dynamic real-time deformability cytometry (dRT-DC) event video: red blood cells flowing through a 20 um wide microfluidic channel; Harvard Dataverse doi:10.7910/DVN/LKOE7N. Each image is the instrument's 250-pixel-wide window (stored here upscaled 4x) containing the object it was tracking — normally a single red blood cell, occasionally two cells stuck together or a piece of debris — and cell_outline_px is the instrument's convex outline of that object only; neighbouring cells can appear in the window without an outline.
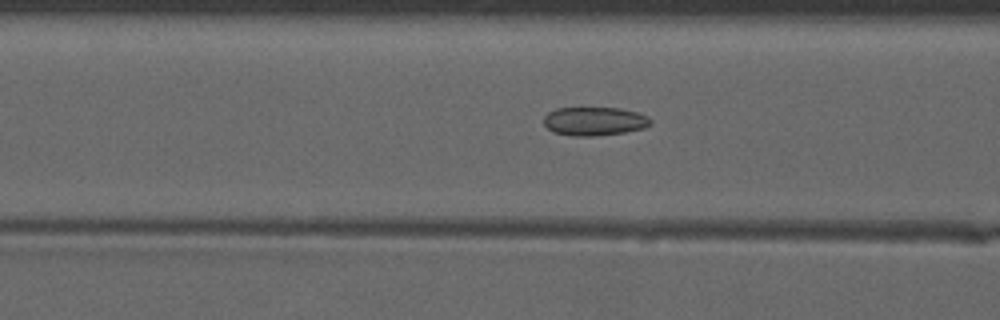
{"species": "common noctule bat (a hibernating species)", "species_latin": "Nyctalus noctula", "temperature_condition": "warm", "stored_images_in_passage": 45, "camera_frame_rate_fps": 3000, "um_per_image_px": 0.085, "animal": {"sex": "male", "forearm_length_mm": 52.5}, "frame": {"image": 1, "passage_image": 16, "time_ms": 5.0, "image_size_px": [1000, 320], "cell_outline_px": [[652, 124], [644, 128], [624, 132], [592, 136], [572, 136], [556, 132], [548, 128], [544, 124], [544, 116], [548, 112], [556, 108], [620, 108], [636, 112], [648, 116], [652, 120]], "centroid_in_image_um": [50.54, 10.3], "position_along_channel_um": 116.1, "area_um2": 17.74}}
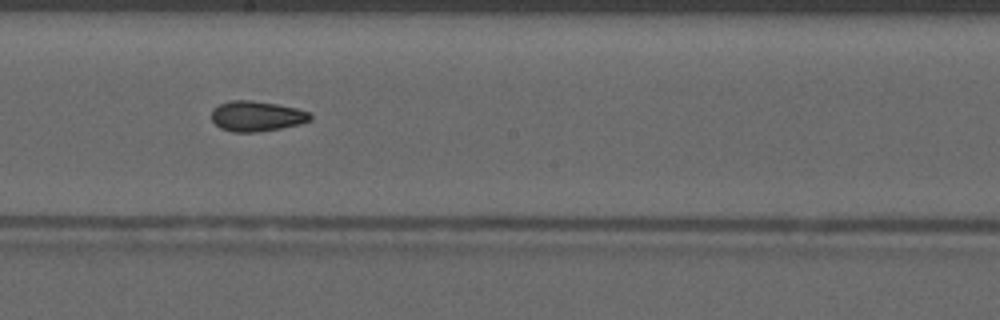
{"frame": {"image": 2, "passage_image": 24, "time_ms": 7.667, "image_size_px": [1000, 320], "cell_outline_px": [[312, 120], [300, 124], [280, 128], [256, 132], [232, 132], [220, 128], [212, 120], [212, 108], [220, 104], [232, 100], [252, 100], [276, 104], [296, 108], [308, 112], [312, 116]], "centroid_in_image_um": [21.81, 9.87], "position_along_channel_um": 226.4, "area_um2": 17.4}}
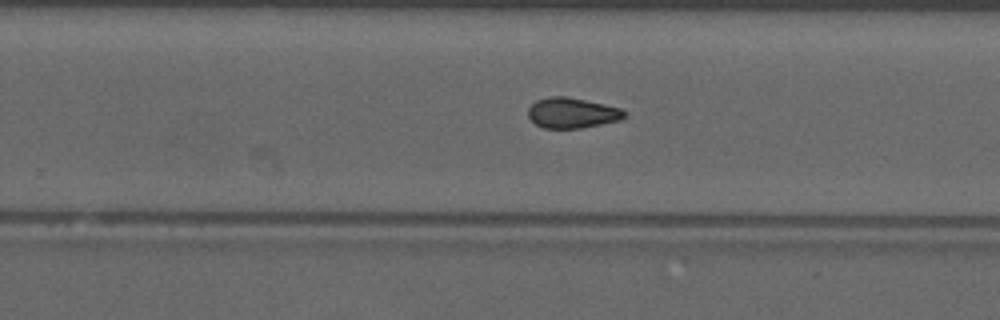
{"frame": {"image": 3, "passage_image": 28, "time_ms": 9.0, "image_size_px": [1000, 320], "cell_outline_px": [[624, 116], [620, 120], [580, 128], [544, 128], [536, 124], [528, 116], [528, 108], [536, 100], [548, 96], [564, 96], [604, 104], [620, 108], [624, 112]], "centroid_in_image_um": [48.58, 9.59], "position_along_channel_um": 281.2, "area_um2": 16.82}, "authors_computed_cell_mechanics": {"area_um2": 17.2244, "velocity_mm_per_s": 4.1345, "shape_relaxation_time_tau1_ms": null, "shape_relaxation_time_tau2_ms": 2.8665, "deformation_change_tau1": null, "deformation_change_tau2": 0.0731}}